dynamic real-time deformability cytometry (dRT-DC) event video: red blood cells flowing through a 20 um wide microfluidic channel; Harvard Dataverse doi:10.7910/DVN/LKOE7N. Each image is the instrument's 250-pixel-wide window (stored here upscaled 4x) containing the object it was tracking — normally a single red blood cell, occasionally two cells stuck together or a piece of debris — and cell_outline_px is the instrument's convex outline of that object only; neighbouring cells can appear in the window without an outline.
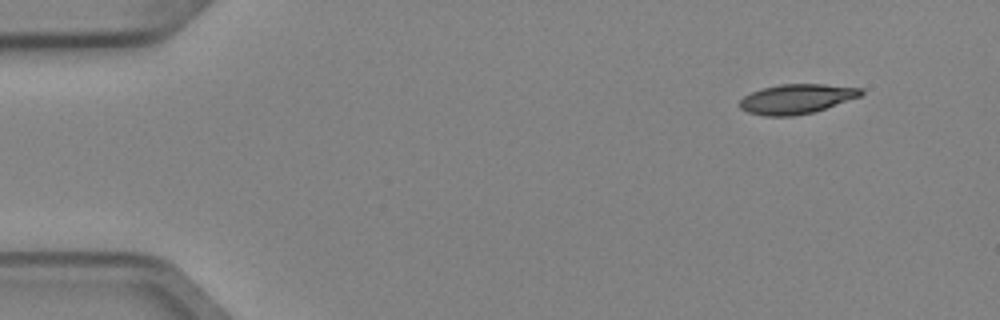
{"species": "Egyptian fruit bat (a non-hibernating species)", "species_latin": "Rousettus aegyptiacus", "temperature_condition": "cold", "stored_images_in_passage": 4, "camera_frame_rate_fps": 3000, "um_per_image_px": 0.085, "animal": {"sex": "female"}, "frame": {"image": 1, "passage_image": 1, "time_ms": 0.0, "image_size_px": [1000, 320], "cell_outline_px": [[864, 92], [860, 96], [812, 112], [792, 116], [764, 116], [748, 112], [740, 108], [740, 100], [744, 96], [752, 92], [764, 88], [780, 84], [824, 84], [864, 88]], "centroid_in_image_um": [67.71, 8.4], "position_along_channel_um": 17.3, "area_um2": 20.69}}
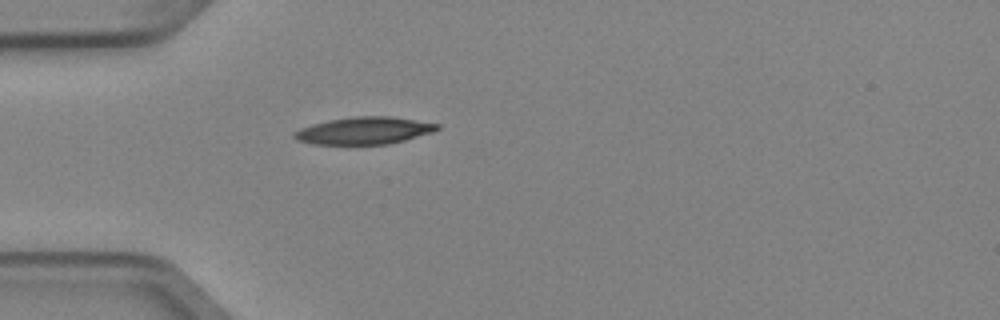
{"frame": {"image": 2, "passage_image": 4, "time_ms": 1.0, "image_size_px": [1000, 320], "cell_outline_px": [[440, 128], [432, 132], [404, 140], [388, 144], [312, 144], [300, 140], [292, 136], [292, 132], [300, 128], [312, 124], [328, 120], [356, 116], [392, 116], [440, 124]], "centroid_in_image_um": [30.94, 11.09], "position_along_channel_um": 54.1, "area_um2": 22.6}}